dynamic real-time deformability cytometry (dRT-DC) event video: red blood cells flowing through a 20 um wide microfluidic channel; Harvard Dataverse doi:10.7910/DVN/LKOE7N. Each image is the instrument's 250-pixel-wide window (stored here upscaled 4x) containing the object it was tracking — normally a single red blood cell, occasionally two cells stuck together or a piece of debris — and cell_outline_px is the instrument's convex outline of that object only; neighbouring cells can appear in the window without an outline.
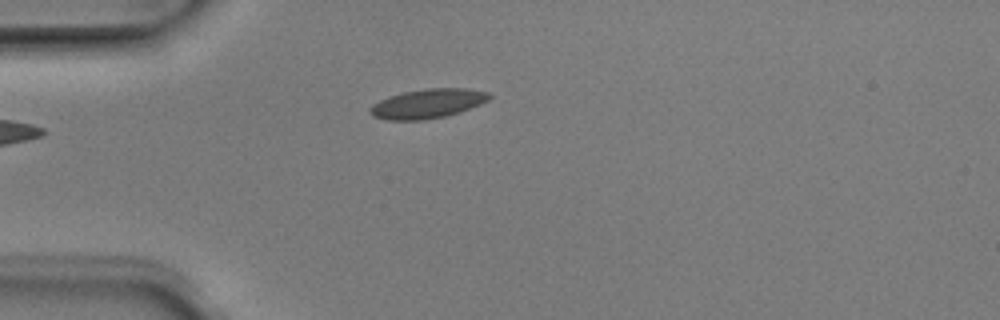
{"species": "Egyptian fruit bat (a non-hibernating species)", "species_latin": "Rousettus aegyptiacus", "temperature_condition": "room temperature", "stored_images_in_passage": 2, "camera_frame_rate_fps": 3000, "um_per_image_px": 0.085, "animal": {"sex": "male"}, "frame": {"image": 1, "passage_image": 2, "time_ms": 0.333, "image_size_px": [1000, 320], "cell_outline_px": [[492, 96], [488, 100], [480, 104], [460, 112], [444, 116], [424, 120], [388, 120], [372, 116], [368, 112], [368, 108], [372, 104], [388, 96], [404, 92], [424, 88], [468, 88], [488, 92]], "centroid_in_image_um": [36.32, 8.8], "position_along_channel_um": 48.7, "area_um2": 20.52}}